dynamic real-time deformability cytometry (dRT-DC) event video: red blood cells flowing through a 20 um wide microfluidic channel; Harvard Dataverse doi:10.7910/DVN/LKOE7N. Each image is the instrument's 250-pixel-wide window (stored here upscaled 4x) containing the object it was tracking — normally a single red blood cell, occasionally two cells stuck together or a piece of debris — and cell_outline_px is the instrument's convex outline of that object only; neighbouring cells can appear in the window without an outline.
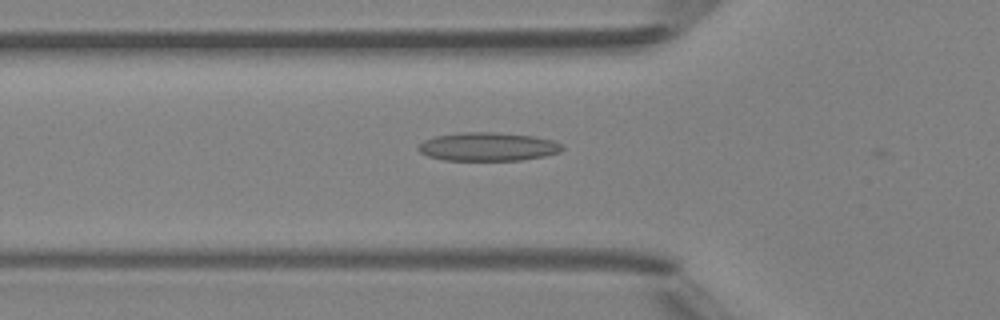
{"species": "Egyptian fruit bat (a non-hibernating species)", "species_latin": "Rousettus aegyptiacus", "temperature_condition": "room temperature", "stored_images_in_passage": 39, "camera_frame_rate_fps": 3000, "um_per_image_px": 0.085, "animal": {"sex": "female"}, "frame": {"image": 1, "passage_image": 7, "time_ms": 2.0, "image_size_px": [1000, 320], "cell_outline_px": [[564, 148], [560, 152], [544, 156], [520, 160], [444, 160], [428, 156], [420, 152], [416, 148], [424, 140], [436, 136], [460, 132], [496, 132], [532, 136], [552, 140], [564, 144]], "centroid_in_image_um": [41.48, 12.46], "position_along_channel_um": 84.3, "area_um2": 23.93}}
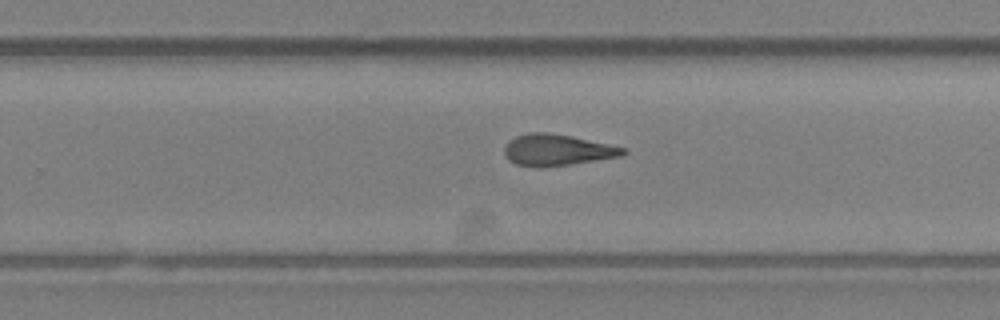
{"frame": {"image": 2, "passage_image": 21, "time_ms": 6.667, "image_size_px": [1000, 320], "cell_outline_px": [[628, 152], [620, 156], [568, 164], [540, 168], [536, 168], [516, 164], [508, 160], [504, 152], [504, 148], [508, 140], [516, 136], [528, 132], [548, 132], [572, 136], [624, 148]], "centroid_in_image_um": [47.28, 12.74], "position_along_channel_um": 282.5, "area_um2": 21.56}}
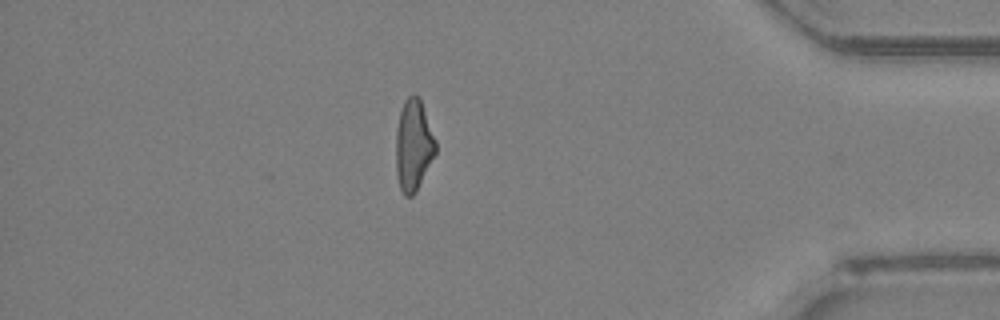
{"frame": {"image": 3, "passage_image": 32, "time_ms": 10.333, "image_size_px": [1000, 320], "cell_outline_px": [[436, 152], [416, 192], [412, 196], [404, 196], [400, 188], [396, 172], [396, 132], [400, 112], [404, 100], [412, 92], [420, 96], [436, 140]], "centroid_in_image_um": [35.15, 12.31], "position_along_channel_um": 400.1, "area_um2": 21.33}, "authors_computed_cell_mechanics": {"area_um2": 21.5594, "velocity_mm_per_s": 4.2536, "shape_relaxation_time_tau1_ms": null, "shape_relaxation_time_tau2_ms": 3.4073, "deformation_change_tau1": null, "deformation_change_tau2": 0.1301}}